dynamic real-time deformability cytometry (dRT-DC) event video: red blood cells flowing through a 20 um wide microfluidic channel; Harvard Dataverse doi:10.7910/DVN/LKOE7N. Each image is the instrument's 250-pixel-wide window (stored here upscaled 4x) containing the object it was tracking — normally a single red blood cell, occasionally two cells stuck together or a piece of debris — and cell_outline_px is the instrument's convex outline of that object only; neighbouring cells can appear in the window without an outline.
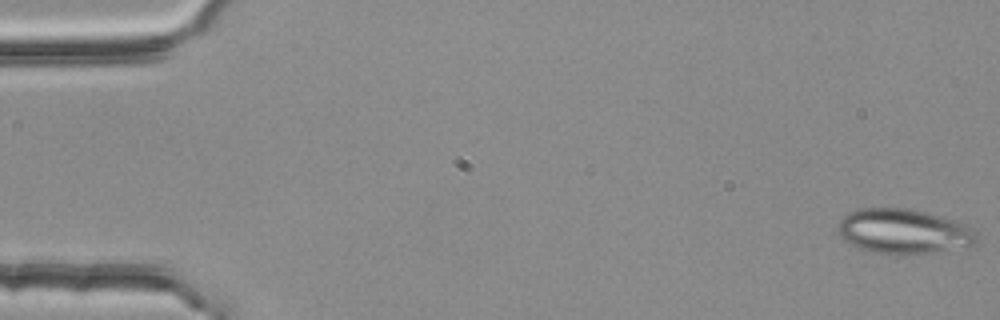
{"species": "common noctule bat (a hibernating species)", "species_latin": "Nyctalus noctula", "temperature_condition": "room temperature", "stored_images_in_passage": 54, "camera_frame_rate_fps": 3000, "um_per_image_px": 0.085, "animal": {"sex": "female", "body_mass_g": 25.1}, "frame": {"image": 1, "passage_image": 1, "time_ms": 0.0, "image_size_px": [1000, 320], "cell_outline_px": [[980, 240], [976, 244], [932, 252], [900, 256], [872, 252], [860, 248], [844, 240], [840, 236], [840, 220], [848, 212], [860, 208], [912, 208], [940, 216], [964, 224], [976, 232], [980, 236]], "centroid_in_image_um": [76.83, 19.67], "position_along_channel_um": 8.2, "area_um2": 36.3}}
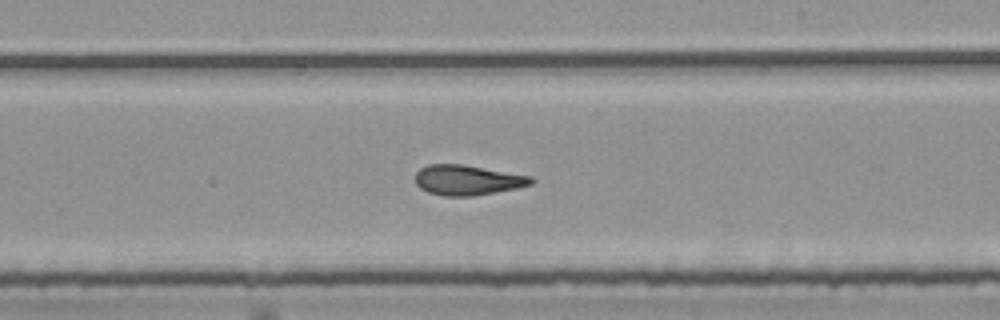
{"frame": {"image": 2, "passage_image": 32, "time_ms": 10.333, "image_size_px": [1000, 320], "cell_outline_px": [[536, 180], [532, 184], [516, 188], [472, 196], [444, 196], [428, 192], [420, 188], [416, 184], [416, 172], [420, 168], [428, 164], [464, 164], [532, 176]], "centroid_in_image_um": [39.74, 15.29], "position_along_channel_um": 249.3, "area_um2": 20.4}}
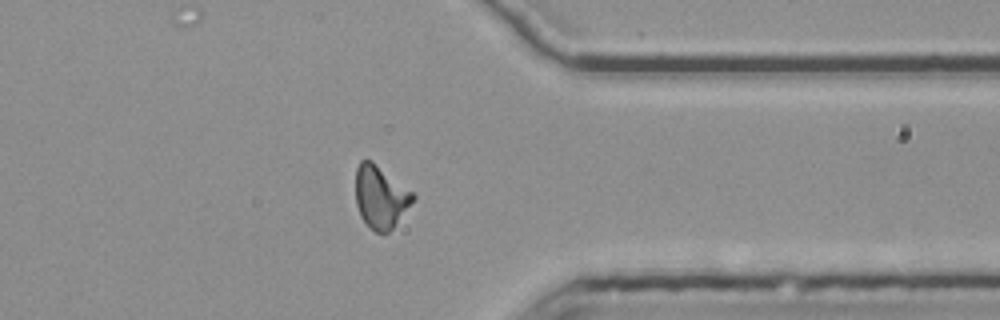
{"frame": {"image": 3, "passage_image": 43, "time_ms": 14.0, "image_size_px": [1000, 320], "cell_outline_px": [[416, 196], [392, 228], [388, 232], [376, 232], [368, 228], [360, 216], [356, 204], [356, 168], [360, 160], [372, 160], [412, 192]], "centroid_in_image_um": [32.3, 16.73], "position_along_channel_um": 379.1, "area_um2": 20.63}, "authors_computed_cell_mechanics": {"area_um2": 20.6057, "velocity_mm_per_s": 3.7803, "shape_relaxation_time_tau1_ms": null, "shape_relaxation_time_tau2_ms": 2.8363, "deformation_change_tau1": null, "deformation_change_tau2": 0.1158}}